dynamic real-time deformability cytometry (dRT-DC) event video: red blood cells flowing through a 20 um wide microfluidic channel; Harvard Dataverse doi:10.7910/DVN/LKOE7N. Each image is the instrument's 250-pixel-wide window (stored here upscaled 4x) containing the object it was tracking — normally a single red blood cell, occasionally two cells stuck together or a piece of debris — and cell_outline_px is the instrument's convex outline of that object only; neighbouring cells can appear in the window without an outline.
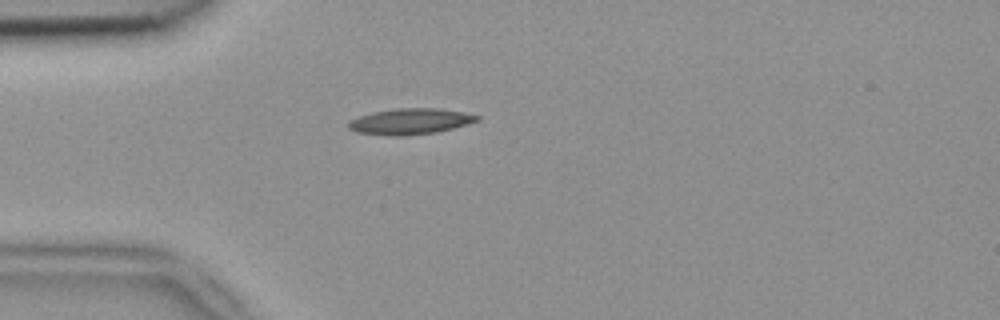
{"species": "common noctule bat (a hibernating species)", "species_latin": "Nyctalus noctula", "temperature_condition": "room temperature", "stored_images_in_passage": 2, "camera_frame_rate_fps": 3000, "um_per_image_px": 0.085, "animal": {"sex": "female", "body_mass_g": 18.4}, "frame": {"image": 1, "passage_image": 1, "time_ms": 0.0, "image_size_px": [1000, 320], "cell_outline_px": [[480, 120], [468, 124], [436, 132], [404, 136], [396, 136], [356, 132], [348, 128], [348, 120], [372, 112], [396, 108], [440, 108], [464, 112], [480, 116]], "centroid_in_image_um": [34.88, 10.31], "position_along_channel_um": 50.1, "area_um2": 19.48}}